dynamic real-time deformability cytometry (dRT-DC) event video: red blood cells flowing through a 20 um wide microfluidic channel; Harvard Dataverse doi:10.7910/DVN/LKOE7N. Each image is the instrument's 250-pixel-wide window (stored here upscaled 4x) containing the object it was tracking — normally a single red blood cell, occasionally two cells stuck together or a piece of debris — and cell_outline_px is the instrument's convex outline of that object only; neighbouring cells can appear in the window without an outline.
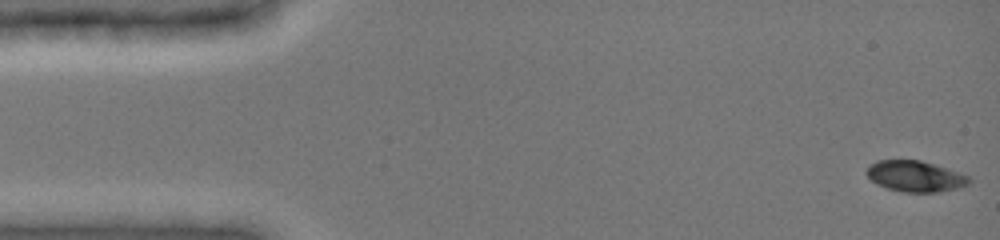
{"species": "common noctule bat (a hibernating species)", "species_latin": "Nyctalus noctula", "temperature_condition": "cold", "stored_images_in_passage": 48, "camera_frame_rate_fps": 3000, "um_per_image_px": 0.085, "animal": {"sex": "female", "body_mass_g": 19.0, "forearm_length_mm": 51.5}, "frame": {"image": 1, "passage_image": 1, "time_ms": 0.0, "image_size_px": [1000, 240], "cell_outline_px": [[968, 184], [936, 192], [904, 192], [888, 188], [872, 180], [868, 176], [868, 168], [872, 164], [880, 160], [920, 160], [968, 176]], "centroid_in_image_um": [77.76, 14.98], "position_along_channel_um": 7.2, "area_um2": 17.57}}
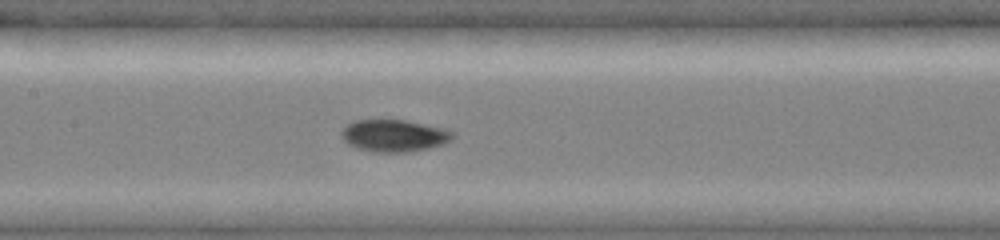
{"frame": {"image": 2, "passage_image": 23, "time_ms": 7.333, "image_size_px": [1000, 240], "cell_outline_px": [[452, 140], [444, 144], [428, 148], [408, 152], [372, 152], [356, 148], [348, 144], [340, 136], [340, 132], [348, 124], [356, 120], [404, 120], [444, 128], [452, 132]], "centroid_in_image_um": [33.47, 11.54], "position_along_channel_um": 173.9, "area_um2": 20.75}}
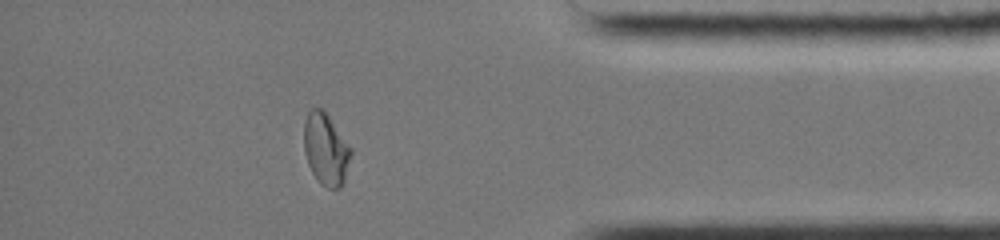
{"frame": {"image": 3, "passage_image": 42, "time_ms": 13.667, "image_size_px": [1000, 240], "cell_outline_px": [[352, 152], [344, 184], [340, 188], [328, 188], [320, 184], [316, 180], [308, 164], [304, 152], [304, 120], [308, 112], [312, 108], [324, 108], [352, 148]], "centroid_in_image_um": [27.71, 12.68], "position_along_channel_um": 407.5, "area_um2": 20.11}, "authors_computed_cell_mechanics": {"area_um2": 19.7098, "velocity_mm_per_s": 3.9362, "shape_relaxation_time_tau1_ms": 9.598, "shape_relaxation_time_tau2_ms": 1.495, "deformation_change_tau1": 0.2515, "deformation_change_tau2": 0.0428}}